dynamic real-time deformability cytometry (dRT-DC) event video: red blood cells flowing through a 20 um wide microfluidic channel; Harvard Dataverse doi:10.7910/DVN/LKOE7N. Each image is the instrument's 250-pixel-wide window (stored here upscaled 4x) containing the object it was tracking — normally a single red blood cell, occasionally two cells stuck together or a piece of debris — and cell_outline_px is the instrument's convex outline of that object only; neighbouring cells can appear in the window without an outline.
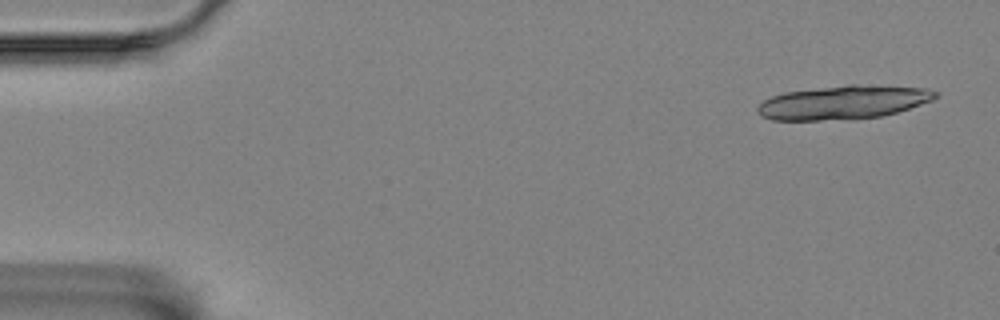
{"species": "Egyptian fruit bat (a non-hibernating species)", "species_latin": "Rousettus aegyptiacus", "temperature_condition": "room temperature", "stored_images_in_passage": 17, "camera_frame_rate_fps": 3000, "um_per_image_px": 0.085, "animal": {"sex": "female"}, "frame": {"image": 1, "passage_image": 1, "time_ms": 0.0, "image_size_px": [1000, 320], "cell_outline_px": [[940, 96], [932, 100], [896, 112], [880, 116], [856, 120], [772, 120], [760, 116], [756, 112], [756, 108], [764, 100], [772, 96], [784, 92], [848, 84], [856, 84], [928, 88], [940, 92]], "centroid_in_image_um": [71.68, 8.7], "position_along_channel_um": 13.3, "area_um2": 35.32}}